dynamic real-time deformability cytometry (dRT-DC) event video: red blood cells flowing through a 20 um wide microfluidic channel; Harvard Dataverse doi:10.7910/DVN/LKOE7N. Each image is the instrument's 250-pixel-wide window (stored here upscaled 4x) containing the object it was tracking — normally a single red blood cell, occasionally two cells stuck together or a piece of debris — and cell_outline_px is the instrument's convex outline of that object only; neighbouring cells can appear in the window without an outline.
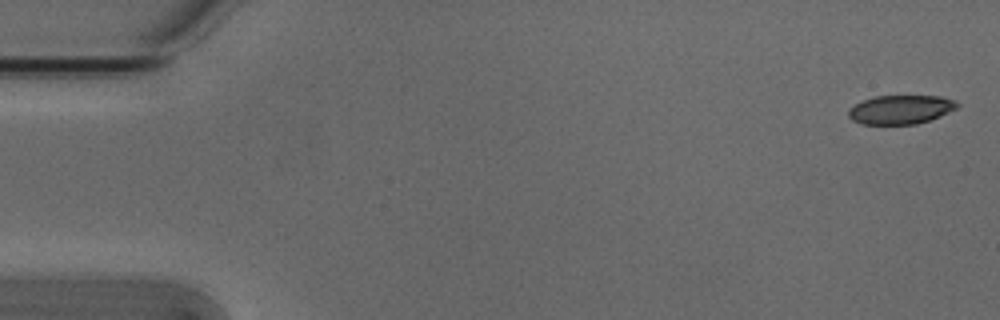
{"species": "Egyptian fruit bat (a non-hibernating species)", "species_latin": "Rousettus aegyptiacus", "temperature_condition": "cold", "stored_images_in_passage": 9, "camera_frame_rate_fps": 3000, "um_per_image_px": 0.085, "animal": {"sex": "male"}, "frame": {"image": 1, "passage_image": 1, "time_ms": 0.0, "image_size_px": [1000, 320], "cell_outline_px": [[960, 104], [956, 108], [940, 116], [916, 124], [864, 124], [852, 120], [848, 116], [848, 108], [864, 100], [876, 96], [940, 96], [956, 100]], "centroid_in_image_um": [76.56, 9.31], "position_along_channel_um": 8.4, "area_um2": 18.21}}